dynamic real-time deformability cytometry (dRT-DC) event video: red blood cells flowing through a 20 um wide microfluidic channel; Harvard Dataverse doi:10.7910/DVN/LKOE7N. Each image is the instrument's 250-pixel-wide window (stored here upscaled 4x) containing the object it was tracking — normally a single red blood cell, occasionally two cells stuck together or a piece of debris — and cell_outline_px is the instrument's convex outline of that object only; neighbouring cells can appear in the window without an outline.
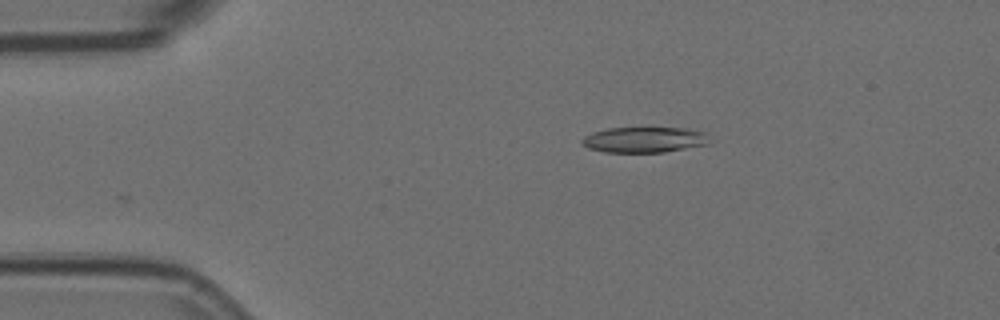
{"species": "Egyptian fruit bat (a non-hibernating species)", "species_latin": "Rousettus aegyptiacus", "temperature_condition": "room temperature", "stored_images_in_passage": 41, "camera_frame_rate_fps": 3000, "um_per_image_px": 0.085, "animal": {"sex": "female"}, "frame": {"image": 1, "passage_image": 6, "time_ms": 1.667, "image_size_px": [1000, 320], "cell_outline_px": [[712, 144], [664, 152], [604, 152], [588, 148], [580, 144], [580, 140], [584, 136], [592, 132], [608, 128], [684, 128], [708, 132]], "centroid_in_image_um": [54.81, 11.88], "position_along_channel_um": 30.2, "area_um2": 19.42}}
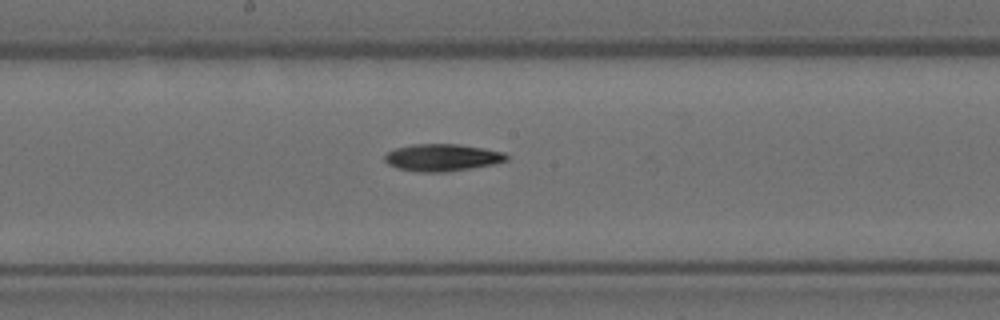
{"frame": {"image": 2, "passage_image": 25, "time_ms": 8.0, "image_size_px": [1000, 320], "cell_outline_px": [[508, 160], [492, 164], [472, 168], [444, 172], [420, 172], [396, 168], [388, 164], [384, 160], [384, 156], [388, 152], [396, 148], [412, 144], [460, 144], [484, 148], [504, 152], [508, 156]], "centroid_in_image_um": [37.58, 13.39], "position_along_channel_um": 210.6, "area_um2": 19.31}}
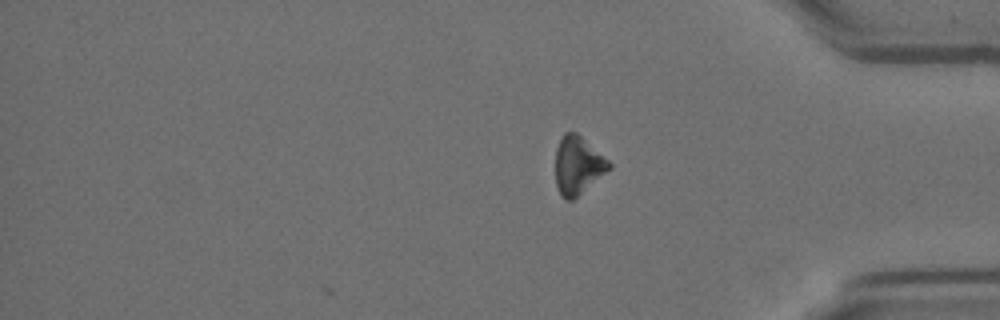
{"frame": {"image": 3, "passage_image": 41, "time_ms": 13.333, "image_size_px": [1000, 320], "cell_outline_px": [[612, 168], [572, 200], [564, 200], [560, 196], [556, 184], [556, 148], [564, 132], [576, 132], [608, 160], [612, 164]], "centroid_in_image_um": [49.11, 14.07], "position_along_channel_um": 386.1, "area_um2": 17.98}}